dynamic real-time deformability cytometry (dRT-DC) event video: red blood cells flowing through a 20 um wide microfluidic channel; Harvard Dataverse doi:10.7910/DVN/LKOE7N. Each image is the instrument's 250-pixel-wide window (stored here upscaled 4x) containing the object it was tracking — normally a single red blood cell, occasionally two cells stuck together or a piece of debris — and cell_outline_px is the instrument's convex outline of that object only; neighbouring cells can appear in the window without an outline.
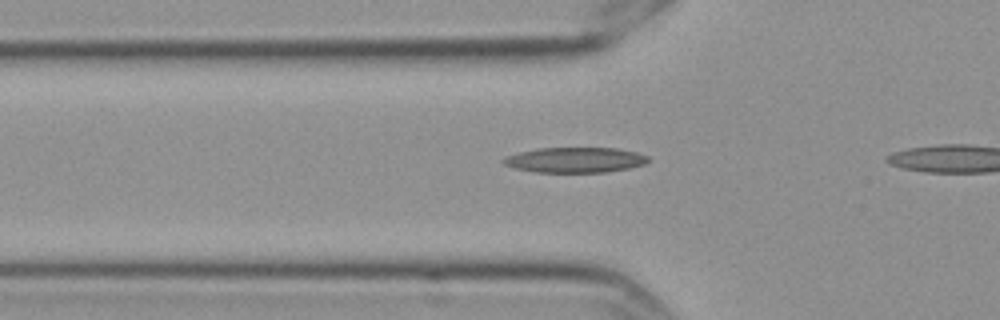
{"species": "Egyptian fruit bat (a non-hibernating species)", "species_latin": "Rousettus aegyptiacus", "temperature_condition": "cold", "stored_images_in_passage": 15, "camera_frame_rate_fps": 3000, "um_per_image_px": 0.085, "frame": {"image": 1, "passage_image": 9, "time_ms": 2.667, "image_size_px": [1000, 320], "cell_outline_px": [[652, 160], [644, 164], [628, 168], [604, 172], [536, 172], [516, 168], [504, 164], [500, 160], [504, 156], [536, 148], [616, 148], [636, 152], [648, 156]], "centroid_in_image_um": [48.88, 13.59], "position_along_channel_um": 76.9, "area_um2": 21.33}}
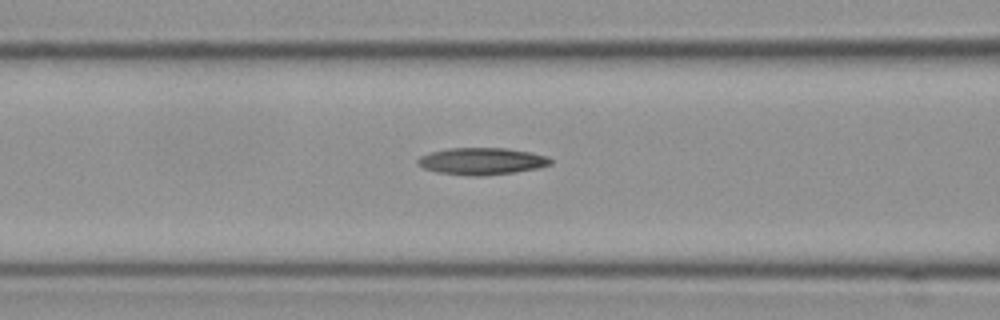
{"frame": {"image": 2, "passage_image": 13, "time_ms": 4.0, "image_size_px": [1000, 320], "cell_outline_px": [[552, 164], [536, 168], [512, 172], [480, 176], [472, 176], [436, 172], [424, 168], [416, 164], [416, 160], [420, 156], [432, 152], [448, 148], [508, 148], [532, 152], [548, 156], [552, 160]], "centroid_in_image_um": [40.94, 13.69], "position_along_channel_um": 125.7, "area_um2": 20.87}}